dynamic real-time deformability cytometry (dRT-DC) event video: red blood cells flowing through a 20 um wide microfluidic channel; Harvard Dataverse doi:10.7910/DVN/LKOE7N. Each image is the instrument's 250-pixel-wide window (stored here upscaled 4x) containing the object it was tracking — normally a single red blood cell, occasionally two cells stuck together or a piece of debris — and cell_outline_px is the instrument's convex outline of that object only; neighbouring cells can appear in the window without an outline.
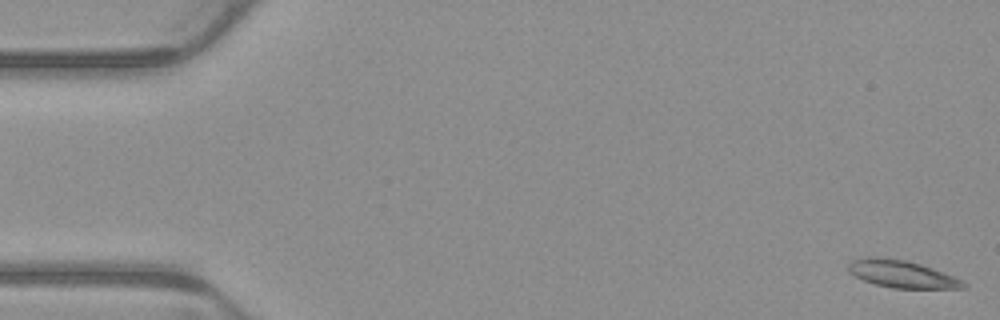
{"species": "common noctule bat (a hibernating species)", "species_latin": "Nyctalus noctula", "temperature_condition": "warm", "stored_images_in_passage": 6, "camera_frame_rate_fps": 3000, "um_per_image_px": 0.085, "animal": {"sex": "male", "body_mass_g": 23.1, "forearm_length_mm": 52.7}, "frame": {"image": 1, "passage_image": 1, "time_ms": 0.0, "image_size_px": [1000, 320], "cell_outline_px": [[968, 284], [964, 288], [892, 288], [876, 284], [864, 280], [848, 272], [848, 264], [852, 260], [868, 256], [872, 256], [904, 260], [920, 264], [932, 268], [964, 280]], "centroid_in_image_um": [76.66, 23.29], "position_along_channel_um": 8.3, "area_um2": 18.21}}
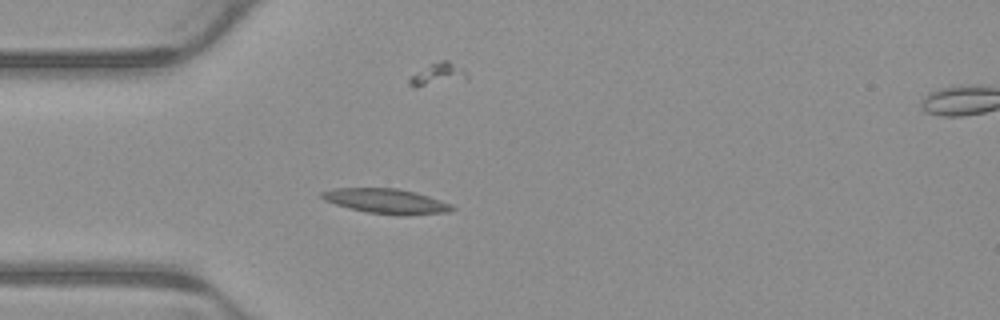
{"frame": {"image": 2, "passage_image": 4, "time_ms": 1.0, "image_size_px": [1000, 320], "cell_outline_px": [[456, 208], [448, 212], [408, 216], [404, 216], [368, 212], [348, 208], [324, 200], [320, 196], [320, 192], [332, 188], [396, 188], [416, 192], [452, 204]], "centroid_in_image_um": [32.84, 17.1], "position_along_channel_um": 52.2, "area_um2": 19.02}}